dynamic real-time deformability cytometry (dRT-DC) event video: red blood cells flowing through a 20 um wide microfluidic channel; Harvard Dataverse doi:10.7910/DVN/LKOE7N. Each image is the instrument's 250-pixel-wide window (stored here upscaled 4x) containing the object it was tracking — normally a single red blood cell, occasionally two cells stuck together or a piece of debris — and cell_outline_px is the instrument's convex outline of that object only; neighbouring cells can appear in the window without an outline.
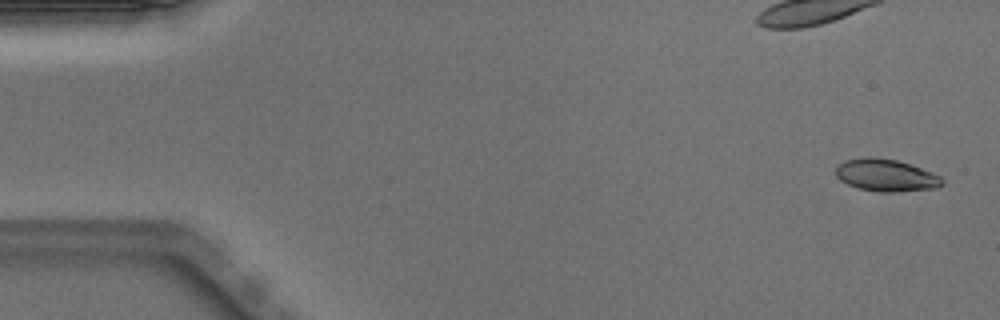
{"species": "Egyptian fruit bat (a non-hibernating species)", "species_latin": "Rousettus aegyptiacus", "temperature_condition": "warm", "stored_images_in_passage": 50, "camera_frame_rate_fps": 3000, "um_per_image_px": 0.085, "animal": {"sex": "male"}, "frame": {"image": 1, "passage_image": 2, "time_ms": 0.333, "image_size_px": [1000, 320], "cell_outline_px": [[944, 184], [936, 188], [896, 192], [884, 192], [860, 188], [848, 184], [840, 180], [836, 176], [836, 168], [844, 160], [868, 156], [872, 156], [896, 160], [932, 172], [940, 176], [944, 180]], "centroid_in_image_um": [75.32, 14.89], "position_along_channel_um": 9.7, "area_um2": 19.88}}
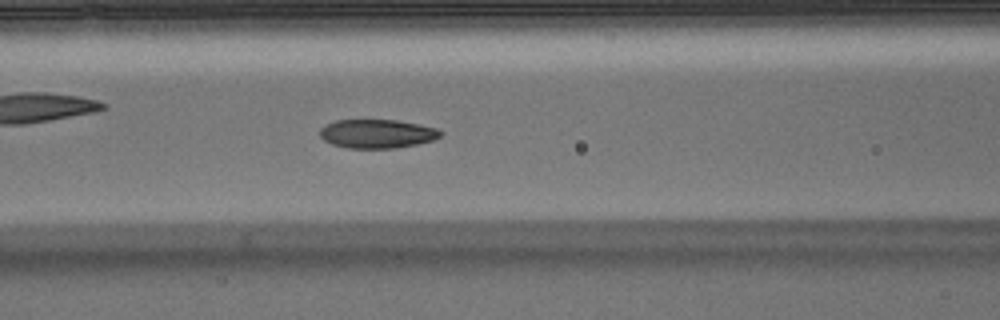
{"frame": {"image": 2, "passage_image": 21, "time_ms": 6.667, "image_size_px": [1000, 320], "cell_outline_px": [[444, 132], [440, 136], [432, 140], [416, 144], [396, 148], [348, 148], [332, 144], [324, 140], [320, 136], [320, 128], [324, 124], [336, 120], [396, 120], [420, 124], [436, 128]], "centroid_in_image_um": [32.04, 11.36], "position_along_channel_um": 134.6, "area_um2": 20.29}}
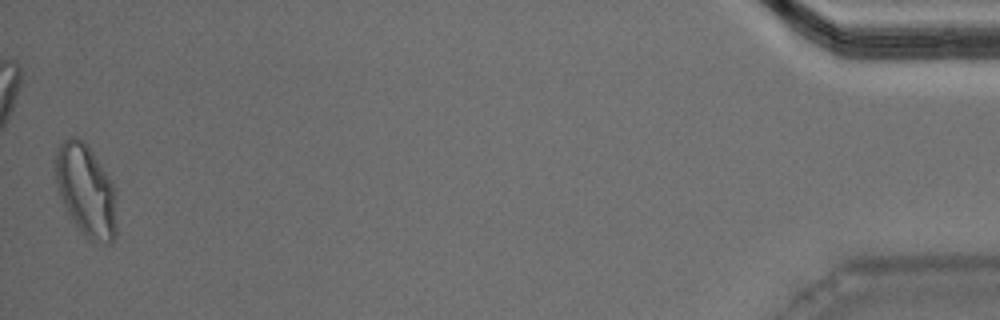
{"frame": {"image": 3, "passage_image": 50, "time_ms": 16.333, "image_size_px": [1000, 320], "cell_outline_px": [[116, 236], [112, 244], [108, 244], [92, 240], [84, 236], [68, 212], [60, 196], [52, 164], [56, 152], [60, 144], [68, 136], [76, 136], [88, 144], [112, 180], [116, 228]], "centroid_in_image_um": [7.28, 16.13], "position_along_channel_um": 427.9, "area_um2": 32.89}, "authors_computed_cell_mechanics": {"area_um2": 20.6635, "velocity_mm_per_s": 3.9915, "shape_relaxation_time_tau1_ms": 5.27, "shape_relaxation_time_tau2_ms": 1.2738, "deformation_change_tau1": 0.1744, "deformation_change_tau2": 0.0581}}